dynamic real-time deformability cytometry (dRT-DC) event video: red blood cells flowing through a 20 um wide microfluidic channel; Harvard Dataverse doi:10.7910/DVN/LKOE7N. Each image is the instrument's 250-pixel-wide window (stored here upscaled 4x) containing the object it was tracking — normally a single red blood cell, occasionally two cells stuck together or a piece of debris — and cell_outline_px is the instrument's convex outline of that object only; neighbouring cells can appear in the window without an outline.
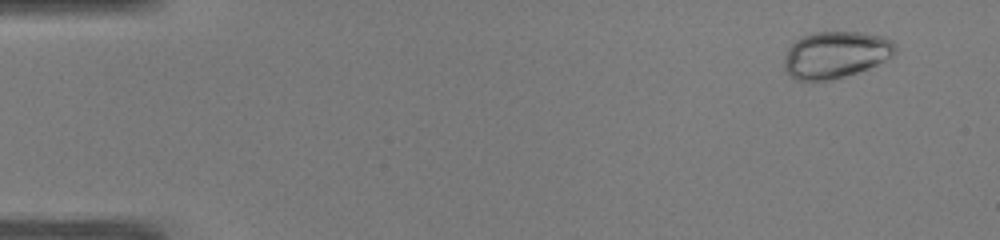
{"species": "common noctule bat (a hibernating species)", "species_latin": "Nyctalus noctula", "temperature_condition": "warm", "stored_images_in_passage": 48, "camera_frame_rate_fps": 3000, "um_per_image_px": 0.085, "animal": {"sex": "male", "body_mass_g": 19.0, "forearm_length_mm": 50.8}, "frame": {"image": 1, "passage_image": 2, "time_ms": 0.333, "image_size_px": [1000, 240], "cell_outline_px": [[896, 52], [892, 56], [868, 68], [844, 76], [828, 80], [796, 80], [784, 68], [784, 60], [788, 48], [796, 40], [804, 36], [816, 32], [860, 32], [884, 36], [892, 40], [896, 48]], "centroid_in_image_um": [71.04, 4.63], "position_along_channel_um": 14.0, "area_um2": 29.94}}
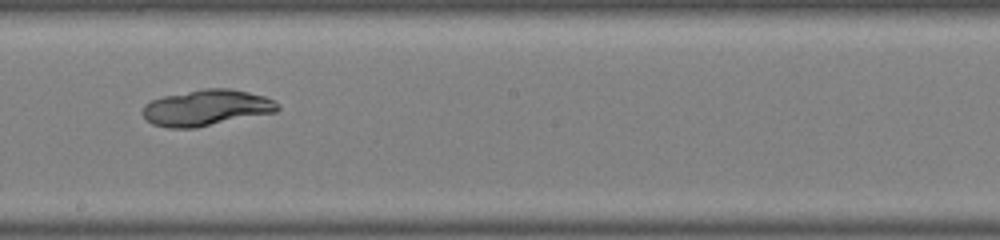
{"frame": {"image": 2, "passage_image": 27, "time_ms": 8.667, "image_size_px": [1000, 240], "cell_outline_px": [[280, 108], [276, 112], [196, 128], [168, 128], [152, 124], [144, 116], [144, 104], [152, 100], [164, 96], [204, 88], [232, 88], [264, 96], [280, 104]], "centroid_in_image_um": [17.58, 9.16], "position_along_channel_um": 230.6, "area_um2": 28.32}}
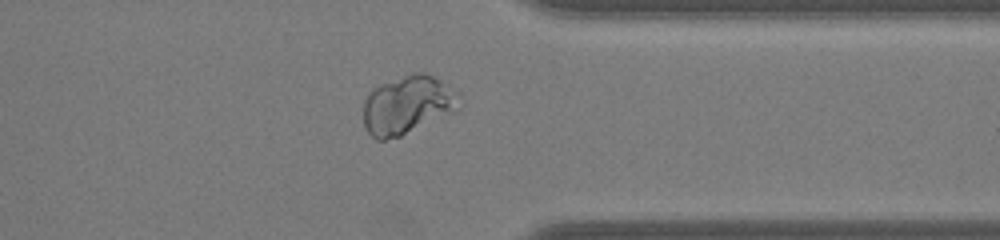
{"frame": {"image": 3, "passage_image": 38, "time_ms": 12.333, "image_size_px": [1000, 240], "cell_outline_px": [[464, 104], [400, 136], [384, 140], [376, 140], [364, 128], [364, 100], [368, 92], [372, 88], [380, 84], [416, 72], [424, 72], [440, 80], [460, 92]], "centroid_in_image_um": [34.62, 8.89], "position_along_channel_um": 376.8, "area_um2": 32.31}}